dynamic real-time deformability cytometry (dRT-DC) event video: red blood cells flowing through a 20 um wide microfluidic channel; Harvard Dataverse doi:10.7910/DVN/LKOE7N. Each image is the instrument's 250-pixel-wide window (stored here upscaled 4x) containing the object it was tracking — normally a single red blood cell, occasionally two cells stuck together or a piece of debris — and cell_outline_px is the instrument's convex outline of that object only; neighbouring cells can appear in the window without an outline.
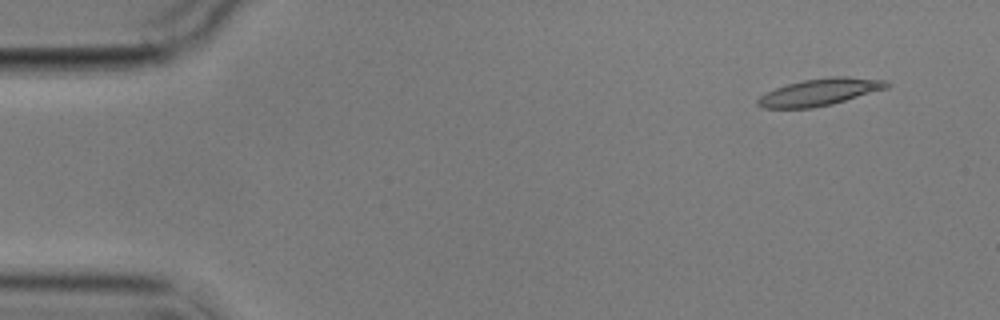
{"species": "common noctule bat (a hibernating species)", "species_latin": "Nyctalus noctula", "temperature_condition": "cold", "stored_images_in_passage": 6, "camera_frame_rate_fps": 3000, "um_per_image_px": 0.085, "animal": {"sex": "male", "body_mass_g": 17.9}, "frame": {"image": 1, "passage_image": 1, "time_ms": 0.0, "image_size_px": [1000, 320], "cell_outline_px": [[892, 84], [888, 88], [832, 104], [812, 108], [760, 108], [756, 104], [756, 100], [760, 96], [776, 88], [788, 84], [804, 80], [832, 76], [848, 76], [888, 80]], "centroid_in_image_um": [69.72, 7.82], "position_along_channel_um": 15.3, "area_um2": 20.4}}
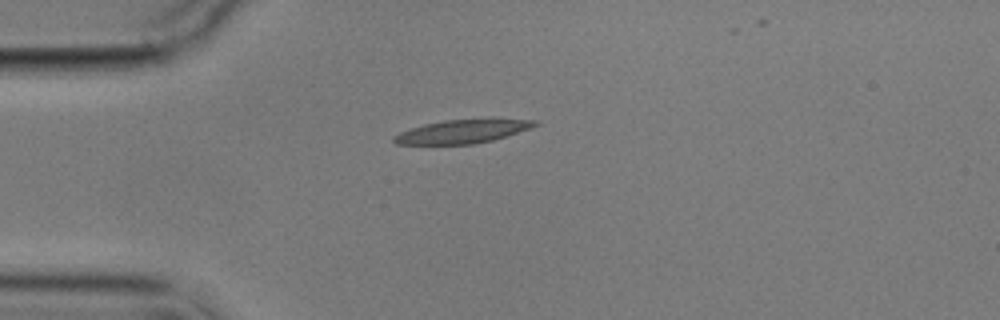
{"frame": {"image": 2, "passage_image": 4, "time_ms": 3.333, "image_size_px": [1000, 320], "cell_outline_px": [[540, 124], [532, 128], [508, 136], [492, 140], [472, 144], [396, 144], [392, 140], [392, 136], [400, 132], [424, 124], [444, 120], [496, 116], [540, 120]], "centroid_in_image_um": [39.48, 11.11], "position_along_channel_um": 45.5, "area_um2": 20.4}}